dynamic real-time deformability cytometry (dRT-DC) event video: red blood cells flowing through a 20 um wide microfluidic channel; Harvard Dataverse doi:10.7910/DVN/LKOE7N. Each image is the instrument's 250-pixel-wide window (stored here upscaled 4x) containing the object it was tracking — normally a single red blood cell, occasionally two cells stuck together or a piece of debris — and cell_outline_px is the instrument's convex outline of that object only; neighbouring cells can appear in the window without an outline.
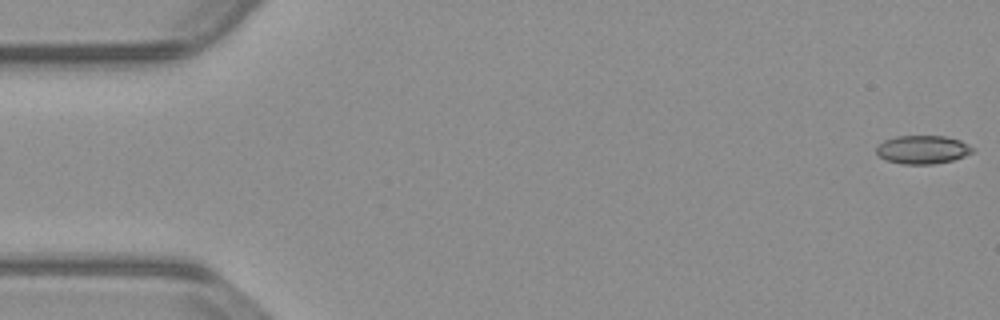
{"species": "common noctule bat (a hibernating species)", "species_latin": "Nyctalus noctula", "temperature_condition": "warm", "stored_images_in_passage": 54, "camera_frame_rate_fps": 3000, "um_per_image_px": 0.085, "animal": {"sex": "male", "body_mass_g": 23.1, "forearm_length_mm": 52.7}, "frame": {"image": 1, "passage_image": 1, "time_ms": 0.0, "image_size_px": [1000, 320], "cell_outline_px": [[972, 152], [964, 156], [952, 160], [932, 164], [904, 164], [888, 160], [880, 156], [876, 152], [876, 148], [884, 140], [896, 136], [944, 136], [960, 140], [972, 148]], "centroid_in_image_um": [78.4, 12.71], "position_along_channel_um": 6.6, "area_um2": 15.61}}
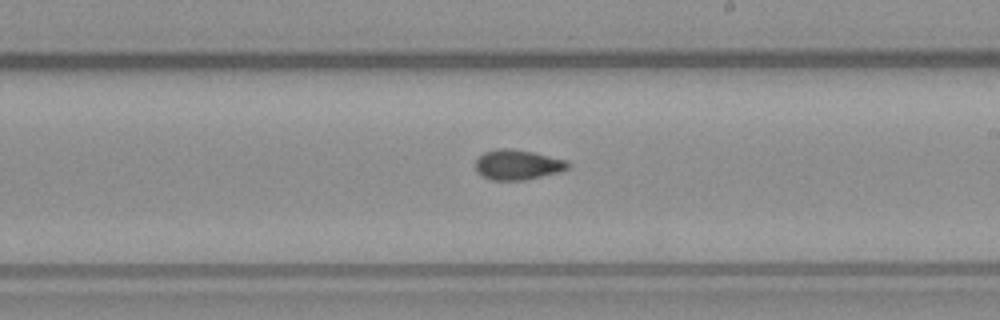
{"frame": {"image": 2, "passage_image": 31, "time_ms": 10.0, "image_size_px": [1000, 320], "cell_outline_px": [[572, 164], [568, 168], [560, 172], [524, 180], [492, 180], [476, 172], [476, 160], [484, 152], [500, 148], [512, 148], [532, 152], [568, 160]], "centroid_in_image_um": [44.03, 14.0], "position_along_channel_um": 245.0, "area_um2": 16.24}}
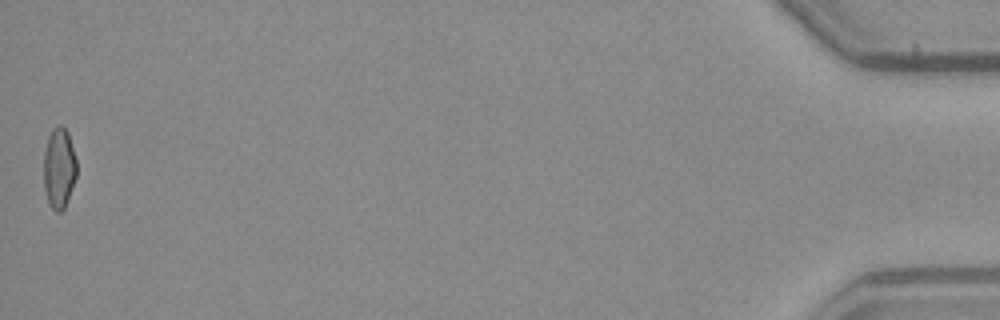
{"frame": {"image": 3, "passage_image": 54, "time_ms": 17.667, "image_size_px": [1000, 320], "cell_outline_px": [[76, 176], [64, 208], [60, 212], [56, 212], [48, 204], [44, 188], [44, 152], [48, 136], [52, 128], [56, 124], [60, 124], [68, 132], [76, 160]], "centroid_in_image_um": [5.0, 14.26], "position_along_channel_um": 430.2, "area_um2": 15.49}, "authors_computed_cell_mechanics": {"area_um2": 15.895, "velocity_mm_per_s": 3.8276, "shape_relaxation_time_tau1_ms": 5.6417, "shape_relaxation_time_tau2_ms": 1.9791, "deformation_change_tau1": 0.1287, "deformation_change_tau2": 0.074}}